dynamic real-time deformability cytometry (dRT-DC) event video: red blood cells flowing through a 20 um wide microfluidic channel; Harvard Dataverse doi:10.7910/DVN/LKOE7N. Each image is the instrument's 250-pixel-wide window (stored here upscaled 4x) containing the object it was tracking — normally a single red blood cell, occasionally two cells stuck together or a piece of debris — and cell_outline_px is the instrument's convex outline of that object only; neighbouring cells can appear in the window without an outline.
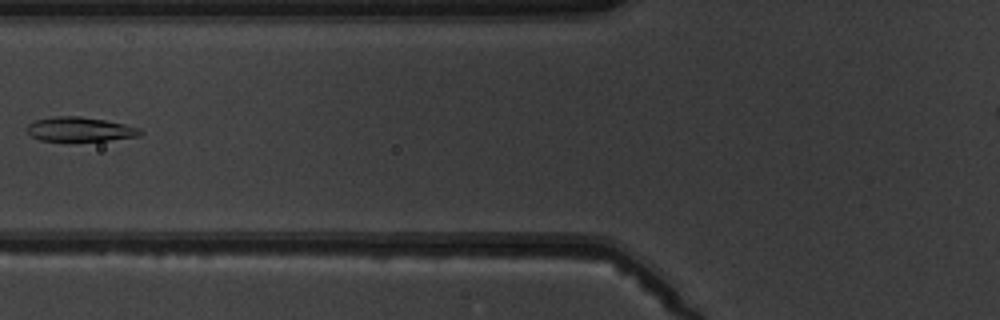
{"species": "common noctule bat (a hibernating species)", "species_latin": "Nyctalus noctula", "temperature_condition": "warm", "stored_images_in_passage": 5, "camera_frame_rate_fps": 3000, "um_per_image_px": 0.085, "animal": {"sex": "male", "body_mass_g": 19.5, "forearm_length_mm": 54.6}, "frame": {"image": 1, "passage_image": 3, "time_ms": 2.333, "image_size_px": [1000, 320], "cell_outline_px": [[144, 132], [140, 136], [108, 140], [40, 140], [32, 136], [24, 128], [28, 124], [36, 120], [56, 116], [80, 116], [104, 120], [124, 124], [140, 128]], "centroid_in_image_um": [6.8, 10.98], "position_along_channel_um": 119.0, "area_um2": 15.9}}
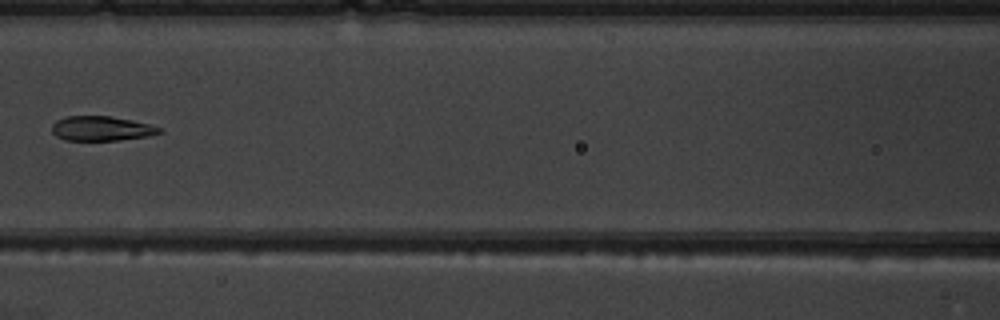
{"frame": {"image": 2, "passage_image": 4, "time_ms": 3.333, "image_size_px": [1000, 320], "cell_outline_px": [[164, 132], [148, 136], [120, 140], [64, 140], [56, 136], [52, 132], [52, 124], [56, 120], [64, 116], [108, 116], [132, 120], [148, 124], [160, 128]], "centroid_in_image_um": [8.59, 10.92], "position_along_channel_um": 158.0, "area_um2": 15.43}}
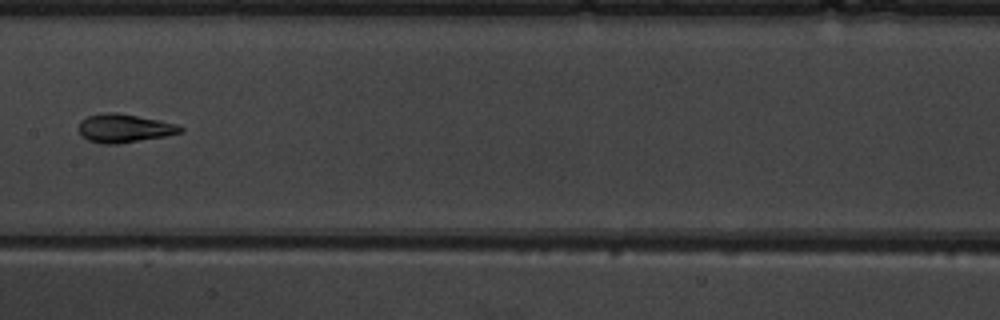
{"frame": {"image": 3, "passage_image": 5, "time_ms": 4.333, "image_size_px": [1000, 320], "cell_outline_px": [[184, 132], [164, 136], [116, 144], [104, 144], [88, 140], [80, 136], [80, 120], [88, 116], [108, 112], [112, 112], [160, 120], [176, 124], [184, 128]], "centroid_in_image_um": [10.56, 10.91], "position_along_channel_um": 196.8, "area_um2": 16.65}}